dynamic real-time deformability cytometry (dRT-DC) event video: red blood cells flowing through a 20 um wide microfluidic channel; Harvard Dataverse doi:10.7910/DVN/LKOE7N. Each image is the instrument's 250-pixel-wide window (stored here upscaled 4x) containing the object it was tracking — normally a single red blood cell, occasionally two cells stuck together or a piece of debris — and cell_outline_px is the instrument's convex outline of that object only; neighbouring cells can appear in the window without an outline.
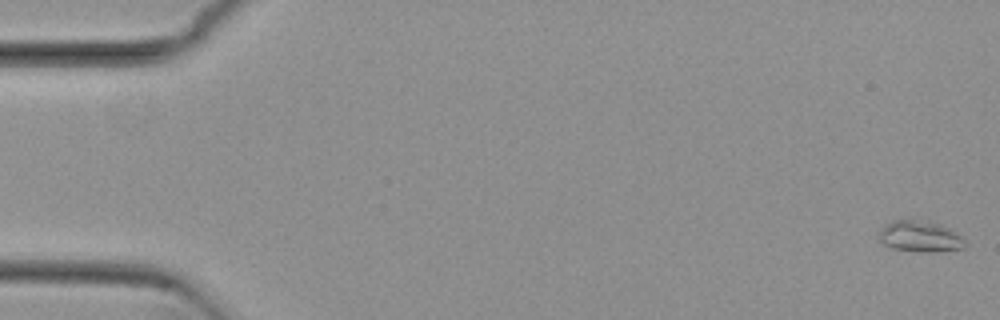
{"species": "common noctule bat (a hibernating species)", "species_latin": "Nyctalus noctula", "temperature_condition": "cold", "stored_images_in_passage": 21, "camera_frame_rate_fps": 3000, "um_per_image_px": 0.085, "animal": {"sex": "female", "body_mass_g": 29.2, "forearm_length_mm": 56.3}, "frame": {"image": 1, "passage_image": 1, "time_ms": 0.0, "image_size_px": [1000, 320], "cell_outline_px": [[964, 248], [932, 252], [920, 252], [892, 248], [884, 244], [880, 240], [880, 228], [884, 224], [896, 220], [912, 216], [940, 224], [956, 232], [964, 240]], "centroid_in_image_um": [78.17, 20.05], "position_along_channel_um": 6.8, "area_um2": 15.95}}
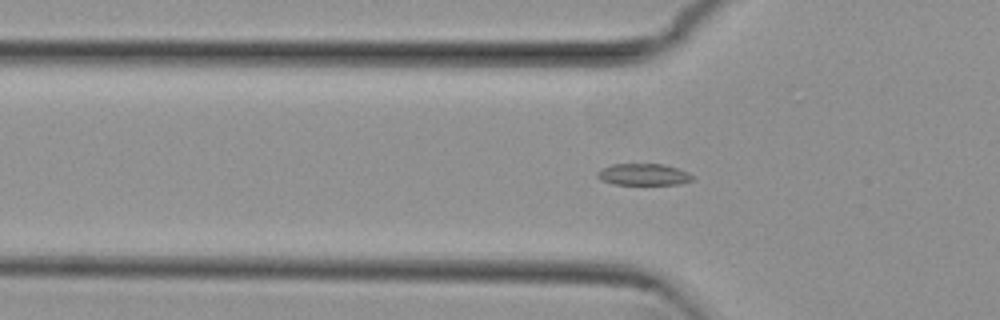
{"frame": {"image": 2, "passage_image": 18, "time_ms": 5.667, "image_size_px": [1000, 320], "cell_outline_px": [[696, 176], [692, 180], [680, 184], [612, 184], [600, 180], [596, 176], [596, 172], [612, 164], [664, 164], [688, 172]], "centroid_in_image_um": [54.7, 14.83], "position_along_channel_um": 71.1, "area_um2": 12.02}}